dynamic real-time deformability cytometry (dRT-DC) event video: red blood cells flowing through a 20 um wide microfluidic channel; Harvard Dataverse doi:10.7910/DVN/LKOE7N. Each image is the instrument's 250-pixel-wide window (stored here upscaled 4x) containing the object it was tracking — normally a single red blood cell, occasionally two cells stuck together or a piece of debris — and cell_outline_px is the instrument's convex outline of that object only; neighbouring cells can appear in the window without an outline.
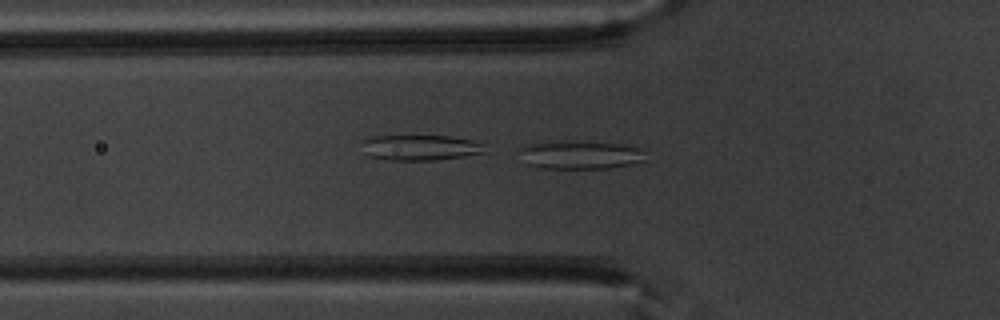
{"species": "common noctule bat (a hibernating species)", "species_latin": "Nyctalus noctula", "temperature_condition": "warm", "stored_images_in_passage": 39, "camera_frame_rate_fps": 3000, "um_per_image_px": 0.085, "animal": {"sex": "male", "body_mass_g": 20.1, "forearm_length_mm": 53.5}, "frame": {"image": 1, "passage_image": 11, "time_ms": 3.333, "image_size_px": [1000, 320], "cell_outline_px": [[644, 160], [628, 164], [608, 168], [540, 168], [528, 164], [516, 152], [520, 148], [528, 144], [620, 144], [640, 148]], "centroid_in_image_um": [49.27, 13.22], "position_along_channel_um": 76.5, "area_um2": 19.31}}
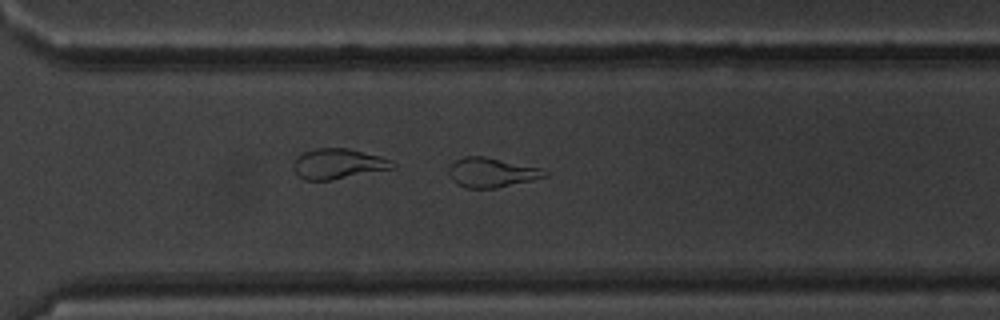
{"frame": {"image": 2, "passage_image": 30, "time_ms": 9.667, "image_size_px": [1000, 320], "cell_outline_px": [[548, 176], [532, 180], [496, 188], [468, 188], [456, 184], [452, 180], [448, 172], [448, 168], [456, 160], [464, 156], [484, 156], [540, 168], [548, 172]], "centroid_in_image_um": [41.77, 14.67], "position_along_channel_um": 328.8, "area_um2": 16.42}}
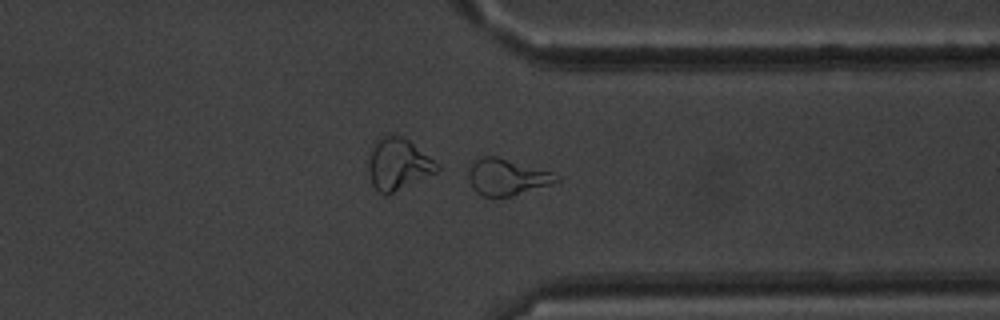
{"frame": {"image": 3, "passage_image": 33, "time_ms": 10.667, "image_size_px": [1000, 320], "cell_outline_px": [[560, 180], [512, 196], [484, 196], [476, 192], [472, 188], [468, 176], [468, 172], [472, 160], [480, 156], [496, 156], [552, 172], [560, 176]], "centroid_in_image_um": [43.03, 15.03], "position_along_channel_um": 368.4, "area_um2": 18.44}}